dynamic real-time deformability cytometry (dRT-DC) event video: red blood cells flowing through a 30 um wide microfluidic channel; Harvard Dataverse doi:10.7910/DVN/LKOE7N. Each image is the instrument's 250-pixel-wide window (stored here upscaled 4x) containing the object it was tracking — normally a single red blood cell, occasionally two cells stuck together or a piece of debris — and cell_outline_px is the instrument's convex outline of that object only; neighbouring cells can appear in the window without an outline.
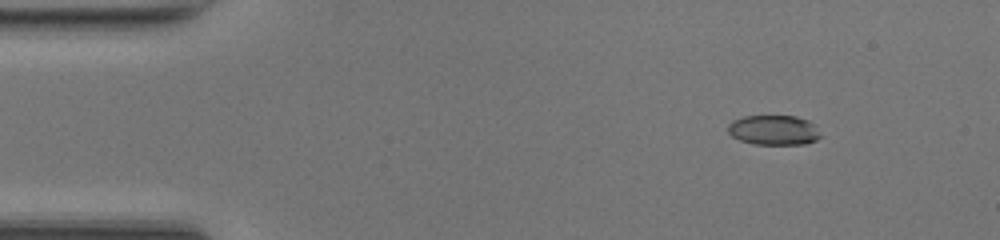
{"species": "common noctule bat (a hibernating species)", "species_latin": "Nyctalus noctula", "temperature_condition": "room temperature", "stored_images_in_passage": 27, "camera_frame_rate_fps": 3000, "um_per_image_px": 0.085, "animal": {"sex": "female", "body_mass_g": 17.0, "forearm_length_mm": 48.0}, "frame": {"image": 1, "passage_image": 1, "time_ms": 0.0, "image_size_px": [1000, 240], "cell_outline_px": [[824, 136], [816, 140], [804, 144], [752, 144], [740, 140], [732, 136], [728, 132], [728, 124], [732, 120], [744, 116], [796, 116], [808, 120]], "centroid_in_image_um": [65.77, 11.06], "position_along_channel_um": 19.2, "area_um2": 16.18}}
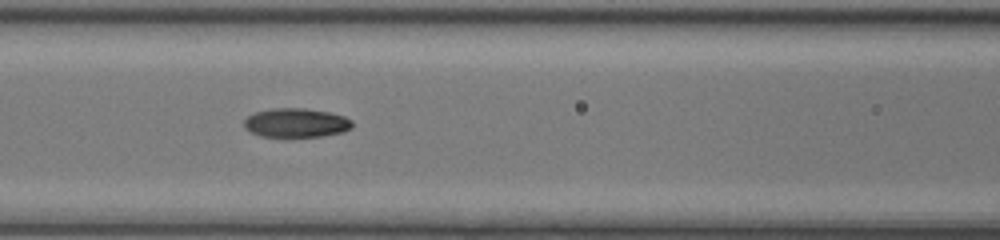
{"frame": {"image": 2, "passage_image": 16, "time_ms": 5.0, "image_size_px": [1000, 240], "cell_outline_px": [[352, 128], [340, 132], [320, 136], [260, 136], [244, 128], [244, 120], [248, 116], [256, 112], [272, 108], [304, 108], [328, 112], [344, 116], [352, 120]], "centroid_in_image_um": [25.16, 10.43], "position_along_channel_um": 141.4, "area_um2": 18.09}}
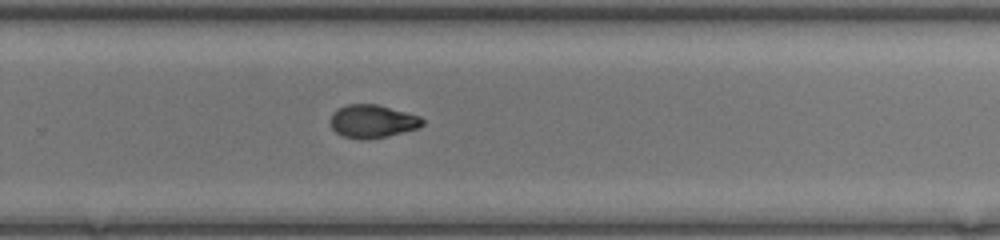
{"frame": {"image": 3, "passage_image": 27, "time_ms": 8.667, "image_size_px": [1000, 240], "cell_outline_px": [[424, 124], [420, 128], [388, 136], [368, 140], [360, 140], [344, 136], [336, 132], [332, 128], [328, 120], [332, 112], [336, 108], [348, 104], [376, 104], [420, 116], [424, 120]], "centroid_in_image_um": [31.63, 10.32], "position_along_channel_um": 298.2, "area_um2": 18.09}}